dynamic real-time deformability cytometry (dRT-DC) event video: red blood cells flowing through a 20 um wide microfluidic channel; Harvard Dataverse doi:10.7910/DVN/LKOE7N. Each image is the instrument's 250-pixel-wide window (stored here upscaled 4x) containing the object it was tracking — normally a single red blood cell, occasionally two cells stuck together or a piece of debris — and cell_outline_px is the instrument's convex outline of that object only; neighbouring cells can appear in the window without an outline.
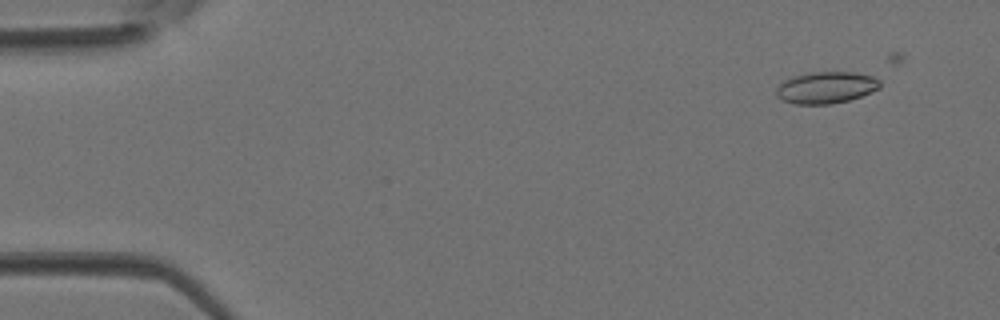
{"species": "Egyptian fruit bat (a non-hibernating species)", "species_latin": "Rousettus aegyptiacus", "temperature_condition": "room temperature", "stored_images_in_passage": 4, "camera_frame_rate_fps": 3000, "um_per_image_px": 0.085, "animal": {"sex": "female"}, "frame": {"image": 1, "passage_image": 1, "time_ms": 0.0, "image_size_px": [1000, 320], "cell_outline_px": [[880, 88], [860, 96], [848, 100], [832, 104], [796, 104], [780, 100], [776, 96], [776, 88], [784, 80], [808, 72], [852, 72], [872, 76], [880, 80]], "centroid_in_image_um": [70.19, 7.44], "position_along_channel_um": 14.8, "area_um2": 19.13}}